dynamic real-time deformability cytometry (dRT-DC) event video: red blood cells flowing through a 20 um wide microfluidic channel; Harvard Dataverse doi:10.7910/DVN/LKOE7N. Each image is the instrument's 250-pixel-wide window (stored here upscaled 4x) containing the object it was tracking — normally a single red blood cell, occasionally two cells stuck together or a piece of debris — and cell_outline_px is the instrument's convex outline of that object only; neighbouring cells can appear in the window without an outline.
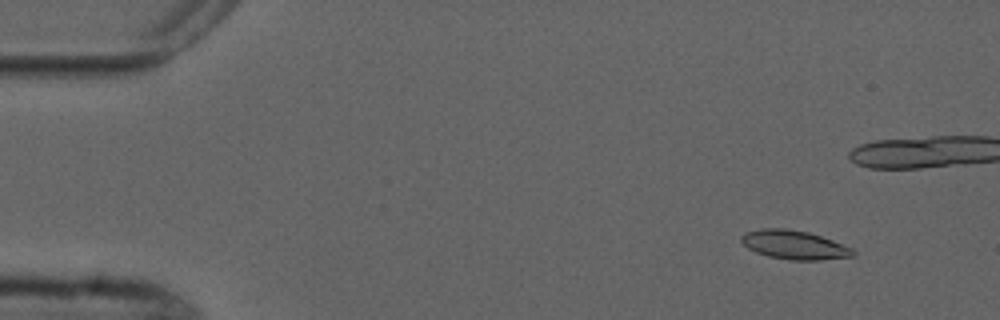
{"species": "common noctule bat (a hibernating species)", "species_latin": "Nyctalus noctula", "temperature_condition": "cold", "stored_images_in_passage": 6, "camera_frame_rate_fps": 3000, "um_per_image_px": 0.085, "animal": {"sex": "male", "forearm_length_mm": 52.5}, "frame": {"image": 1, "passage_image": 2, "time_ms": 1.0, "image_size_px": [1000, 320], "cell_outline_px": [[856, 256], [820, 260], [788, 260], [768, 256], [756, 252], [748, 248], [740, 240], [740, 236], [744, 232], [760, 228], [784, 228], [808, 232], [832, 240], [852, 248], [856, 252]], "centroid_in_image_um": [67.5, 20.81], "position_along_channel_um": 17.5, "area_um2": 18.9}}